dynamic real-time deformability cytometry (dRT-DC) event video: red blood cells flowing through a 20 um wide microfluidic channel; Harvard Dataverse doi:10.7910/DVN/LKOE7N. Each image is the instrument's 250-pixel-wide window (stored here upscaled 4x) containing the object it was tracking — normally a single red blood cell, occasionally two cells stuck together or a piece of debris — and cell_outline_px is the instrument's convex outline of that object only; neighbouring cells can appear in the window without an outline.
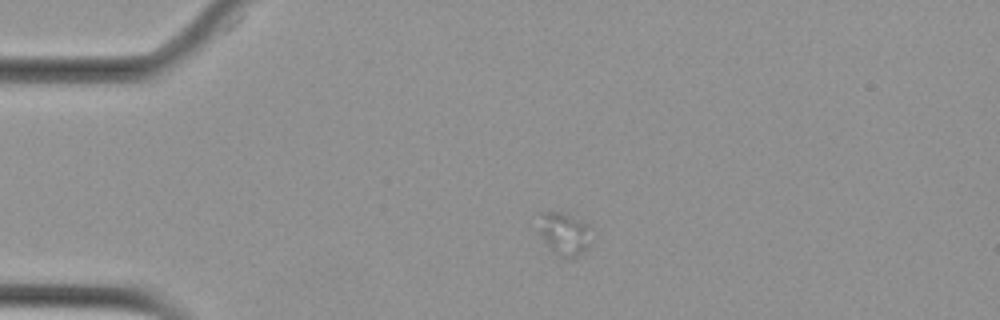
{"species": "Egyptian fruit bat (a non-hibernating species)", "species_latin": "Rousettus aegyptiacus", "temperature_condition": "cold", "stored_images_in_passage": 4, "camera_frame_rate_fps": 3000, "um_per_image_px": 0.085, "animal": {"sex": "female"}, "frame": {"image": 1, "passage_image": 4, "time_ms": 3.333, "image_size_px": [1000, 320], "cell_outline_px": [[588, 248], [576, 256], [560, 256], [528, 224], [540, 212], [568, 212], [588, 224]], "centroid_in_image_um": [47.78, 19.74], "position_along_channel_um": 37.2, "area_um2": 13.64}}